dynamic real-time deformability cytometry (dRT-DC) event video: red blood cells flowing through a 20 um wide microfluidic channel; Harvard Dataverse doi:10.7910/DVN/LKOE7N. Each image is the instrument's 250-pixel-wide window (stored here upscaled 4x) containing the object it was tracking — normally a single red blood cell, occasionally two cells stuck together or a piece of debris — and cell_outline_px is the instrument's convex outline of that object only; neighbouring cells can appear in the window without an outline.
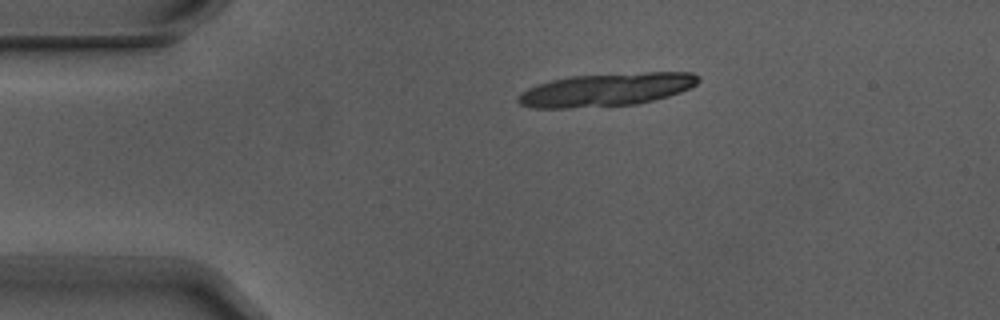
{"species": "Egyptian fruit bat (a non-hibernating species)", "species_latin": "Rousettus aegyptiacus", "temperature_condition": "warm", "stored_images_in_passage": 2, "camera_frame_rate_fps": 3000, "um_per_image_px": 0.085, "animal": {"sex": "male"}, "frame": {"image": 1, "passage_image": 1, "time_ms": 0.0, "image_size_px": [1000, 320], "cell_outline_px": [[700, 80], [696, 84], [680, 92], [668, 96], [636, 104], [568, 108], [532, 108], [520, 104], [516, 100], [516, 96], [528, 88], [552, 80], [572, 76], [644, 72], [692, 72], [700, 76]], "centroid_in_image_um": [51.54, 7.62], "position_along_channel_um": 33.5, "area_um2": 34.56}}